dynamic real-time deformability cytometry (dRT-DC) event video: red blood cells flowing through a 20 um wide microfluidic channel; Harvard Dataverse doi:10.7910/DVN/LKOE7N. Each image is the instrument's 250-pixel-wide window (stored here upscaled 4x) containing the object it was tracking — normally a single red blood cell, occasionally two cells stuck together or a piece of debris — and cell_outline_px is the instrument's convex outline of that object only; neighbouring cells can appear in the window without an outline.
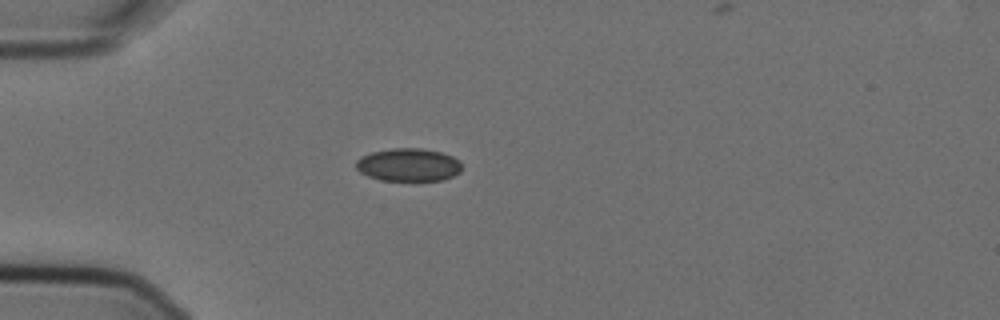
{"species": "Egyptian fruit bat (a non-hibernating species)", "species_latin": "Rousettus aegyptiacus", "temperature_condition": "cold", "stored_images_in_passage": 6, "camera_frame_rate_fps": 3000, "um_per_image_px": 0.085, "animal": {"sex": "female"}, "frame": {"image": 1, "passage_image": 5, "time_ms": 1.333, "image_size_px": [1000, 320], "cell_outline_px": [[460, 172], [444, 180], [380, 180], [368, 176], [360, 172], [356, 168], [356, 160], [360, 156], [372, 152], [392, 148], [420, 148], [440, 152], [452, 156], [460, 160]], "centroid_in_image_um": [34.7, 14.0], "position_along_channel_um": 50.3, "area_um2": 20.29}}